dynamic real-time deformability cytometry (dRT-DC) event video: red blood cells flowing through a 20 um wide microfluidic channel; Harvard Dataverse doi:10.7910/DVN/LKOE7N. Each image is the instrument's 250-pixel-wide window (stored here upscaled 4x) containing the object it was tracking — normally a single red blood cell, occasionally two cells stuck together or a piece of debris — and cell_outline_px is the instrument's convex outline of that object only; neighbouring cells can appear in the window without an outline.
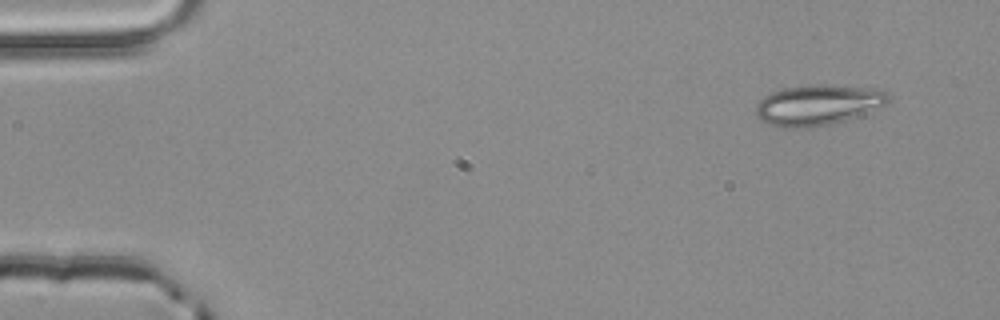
{"species": "common noctule bat (a hibernating species)", "species_latin": "Nyctalus noctula", "temperature_condition": "room temperature", "stored_images_in_passage": 4, "camera_frame_rate_fps": 3000, "um_per_image_px": 0.085, "animal": {"sex": "male", "body_mass_g": 20.4}, "frame": {"image": 1, "passage_image": 1, "time_ms": 0.0, "image_size_px": [1000, 320], "cell_outline_px": [[888, 104], [856, 116], [844, 120], [828, 124], [808, 128], [784, 128], [768, 124], [756, 116], [756, 104], [764, 96], [772, 92], [784, 88], [820, 84], [824, 84], [884, 88], [888, 92]], "centroid_in_image_um": [69.55, 8.9], "position_along_channel_um": 15.5, "area_um2": 31.44}}
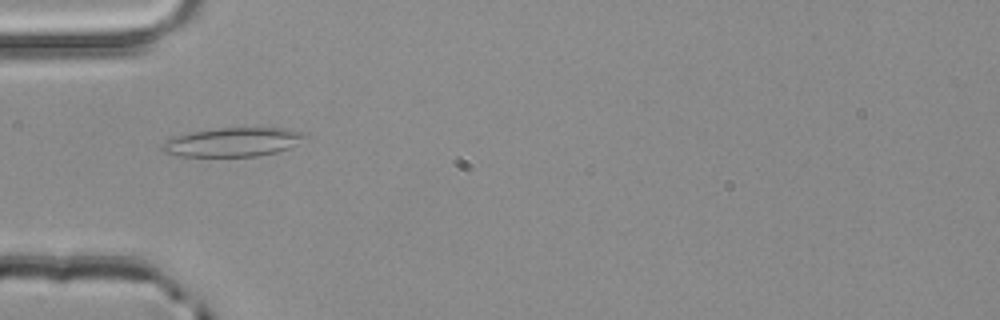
{"frame": {"image": 2, "passage_image": 3, "time_ms": 0.667, "image_size_px": [1000, 320], "cell_outline_px": [[308, 136], [296, 144], [288, 148], [276, 152], [256, 156], [180, 156], [164, 152], [160, 148], [168, 140], [192, 132], [220, 128], [288, 128], [304, 132]], "centroid_in_image_um": [19.86, 12.07], "position_along_channel_um": 65.1, "area_um2": 23.64}}
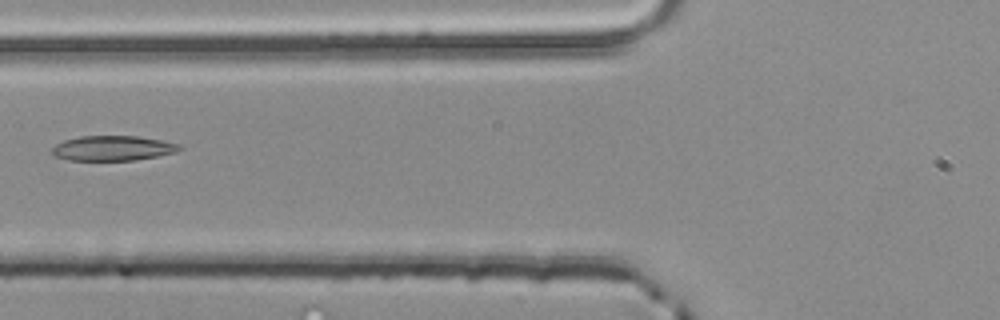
{"frame": {"image": 3, "passage_image": 4, "time_ms": 1.0, "image_size_px": [1000, 320], "cell_outline_px": [[184, 148], [176, 152], [136, 160], [68, 160], [56, 156], [52, 152], [52, 148], [56, 144], [64, 140], [80, 136], [136, 136], [160, 140], [180, 144]], "centroid_in_image_um": [9.6, 12.59], "position_along_channel_um": 116.2, "area_um2": 18.44}}